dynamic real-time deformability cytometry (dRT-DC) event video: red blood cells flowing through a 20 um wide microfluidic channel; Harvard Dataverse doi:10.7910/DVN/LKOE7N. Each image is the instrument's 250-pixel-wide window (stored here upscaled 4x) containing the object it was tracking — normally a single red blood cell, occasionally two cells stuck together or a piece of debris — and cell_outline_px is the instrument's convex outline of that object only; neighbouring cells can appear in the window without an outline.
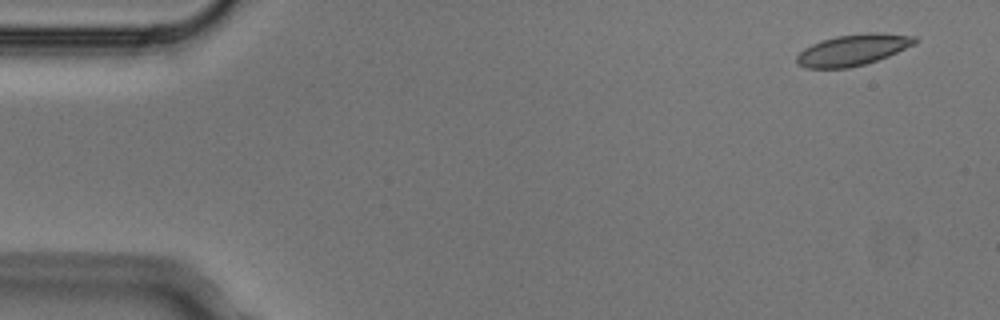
{"species": "Egyptian fruit bat (a non-hibernating species)", "species_latin": "Rousettus aegyptiacus", "temperature_condition": "cold", "stored_images_in_passage": 5, "camera_frame_rate_fps": 3000, "um_per_image_px": 0.085, "animal": {"sex": "male"}, "frame": {"image": 1, "passage_image": 1, "time_ms": 0.0, "image_size_px": [1000, 320], "cell_outline_px": [[920, 40], [916, 44], [888, 56], [864, 64], [848, 68], [808, 68], [796, 64], [796, 56], [804, 48], [812, 44], [836, 36], [864, 32], [880, 32], [916, 36]], "centroid_in_image_um": [72.54, 4.23], "position_along_channel_um": 12.5, "area_um2": 21.62}}
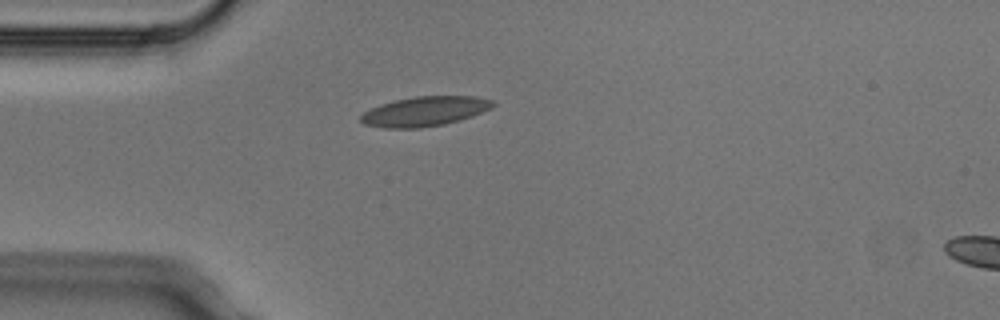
{"frame": {"image": 2, "passage_image": 4, "time_ms": 1.0, "image_size_px": [1000, 320], "cell_outline_px": [[496, 104], [492, 108], [472, 116], [460, 120], [444, 124], [420, 128], [384, 128], [364, 124], [360, 120], [360, 116], [364, 112], [380, 104], [396, 100], [416, 96], [476, 96], [496, 100]], "centroid_in_image_um": [36.15, 9.46], "position_along_channel_um": 48.9, "area_um2": 22.95}}